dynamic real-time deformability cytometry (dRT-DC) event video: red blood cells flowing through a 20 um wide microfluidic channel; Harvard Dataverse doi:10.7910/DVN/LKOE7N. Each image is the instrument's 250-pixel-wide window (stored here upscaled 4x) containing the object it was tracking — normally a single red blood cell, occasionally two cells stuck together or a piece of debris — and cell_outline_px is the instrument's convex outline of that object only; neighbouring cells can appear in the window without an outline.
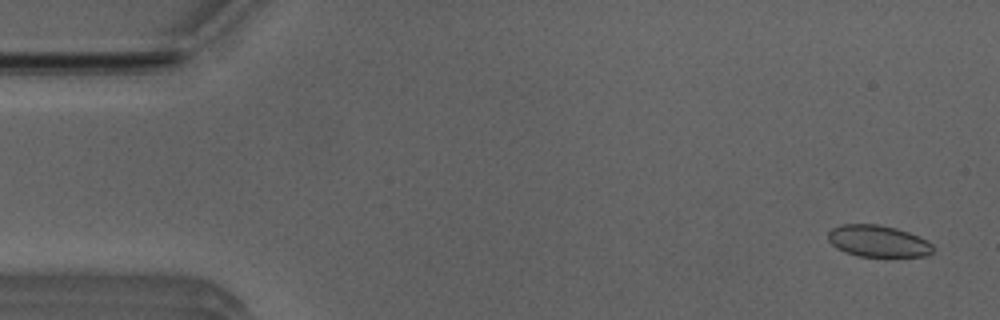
{"species": "Egyptian fruit bat (a non-hibernating species)", "species_latin": "Rousettus aegyptiacus", "temperature_condition": "room temperature", "stored_images_in_passage": 42, "camera_frame_rate_fps": 3000, "um_per_image_px": 0.085, "animal": {"sex": "male"}, "frame": {"image": 1, "passage_image": 3, "time_ms": 0.667, "image_size_px": [1000, 320], "cell_outline_px": [[932, 252], [924, 256], [860, 256], [844, 252], [836, 248], [828, 240], [828, 232], [832, 228], [840, 224], [876, 224], [896, 228], [908, 232], [928, 240], [932, 244]], "centroid_in_image_um": [74.6, 20.48], "position_along_channel_um": 10.4, "area_um2": 19.31}}
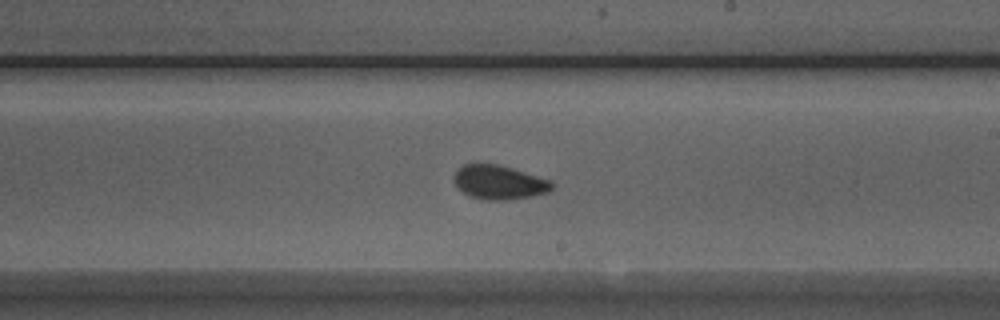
{"frame": {"image": 2, "passage_image": 30, "time_ms": 9.667, "image_size_px": [1000, 320], "cell_outline_px": [[556, 184], [548, 192], [532, 196], [504, 200], [484, 200], [468, 196], [456, 188], [452, 176], [464, 164], [496, 164], [512, 168], [552, 180]], "centroid_in_image_um": [42.42, 15.51], "position_along_channel_um": 246.6, "area_um2": 19.65}}
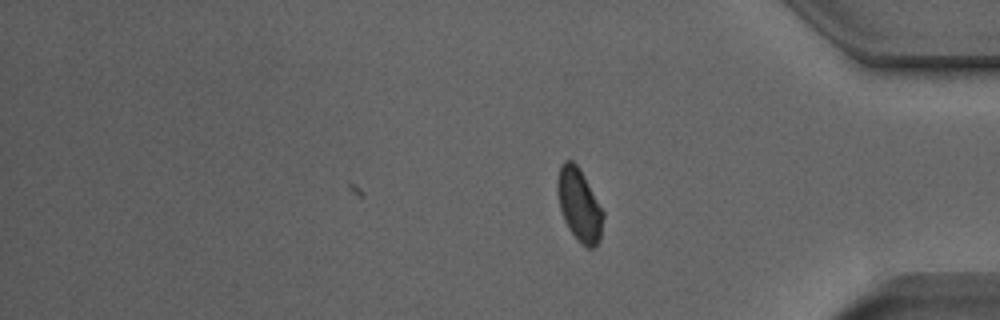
{"frame": {"image": 3, "passage_image": 42, "time_ms": 13.667, "image_size_px": [1000, 320], "cell_outline_px": [[604, 216], [600, 240], [592, 248], [588, 248], [580, 244], [568, 228], [564, 220], [560, 208], [556, 192], [556, 180], [560, 164], [564, 160], [572, 160], [576, 164], [604, 212]], "centroid_in_image_um": [49.21, 17.43], "position_along_channel_um": 386.0, "area_um2": 19.36}, "authors_computed_cell_mechanics": {"area_um2": 19.7676, "velocity_mm_per_s": 3.9736, "shape_relaxation_time_tau1_ms": 3.7413, "shape_relaxation_time_tau2_ms": 1.1031, "deformation_change_tau1": 0.0635, "deformation_change_tau2": 0.053}}